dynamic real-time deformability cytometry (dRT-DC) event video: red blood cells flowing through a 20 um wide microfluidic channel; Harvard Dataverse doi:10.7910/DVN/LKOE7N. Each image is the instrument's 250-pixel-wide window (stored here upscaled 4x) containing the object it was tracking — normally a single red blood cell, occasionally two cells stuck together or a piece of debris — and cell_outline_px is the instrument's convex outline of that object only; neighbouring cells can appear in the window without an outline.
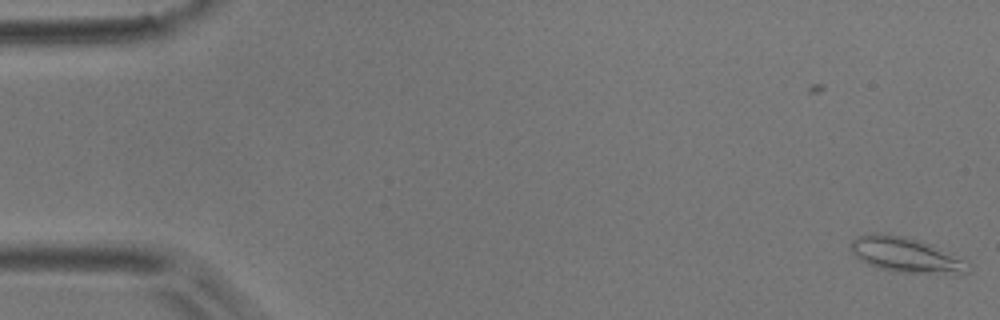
{"species": "common noctule bat (a hibernating species)", "species_latin": "Nyctalus noctula", "temperature_condition": "room temperature", "stored_images_in_passage": 3, "camera_frame_rate_fps": 3000, "um_per_image_px": 0.085, "animal": {"sex": "male", "body_mass_g": 17.9}, "frame": {"image": 1, "passage_image": 3, "time_ms": 0.667, "image_size_px": [1000, 320], "cell_outline_px": [[972, 268], [968, 272], [896, 272], [880, 268], [868, 264], [860, 260], [848, 248], [852, 240], [860, 236], [872, 232], [904, 236], [932, 244], [972, 264]], "centroid_in_image_um": [76.95, 21.64], "position_along_channel_um": 8.1, "area_um2": 23.58}}